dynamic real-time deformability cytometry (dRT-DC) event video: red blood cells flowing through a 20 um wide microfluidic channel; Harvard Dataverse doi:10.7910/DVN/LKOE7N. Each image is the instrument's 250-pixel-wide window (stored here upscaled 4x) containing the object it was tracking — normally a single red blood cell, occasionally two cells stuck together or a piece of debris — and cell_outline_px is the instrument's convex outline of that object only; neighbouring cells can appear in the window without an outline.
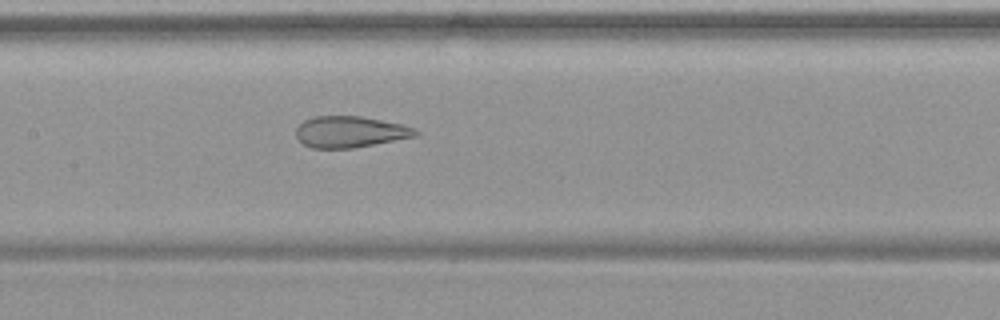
{"species": "common noctule bat (a hibernating species)", "species_latin": "Nyctalus noctula", "temperature_condition": "warm", "stored_images_in_passage": 41, "camera_frame_rate_fps": 3000, "um_per_image_px": 0.085, "animal": {"sex": "female", "body_mass_g": 19.9}, "frame": {"image": 1, "passage_image": 19, "time_ms": 6.0, "image_size_px": [1000, 320], "cell_outline_px": [[420, 132], [416, 136], [352, 148], [312, 148], [304, 144], [296, 136], [296, 128], [304, 120], [316, 116], [360, 116], [400, 124], [412, 128]], "centroid_in_image_um": [29.72, 11.2], "position_along_channel_um": 177.7, "area_um2": 21.44}}
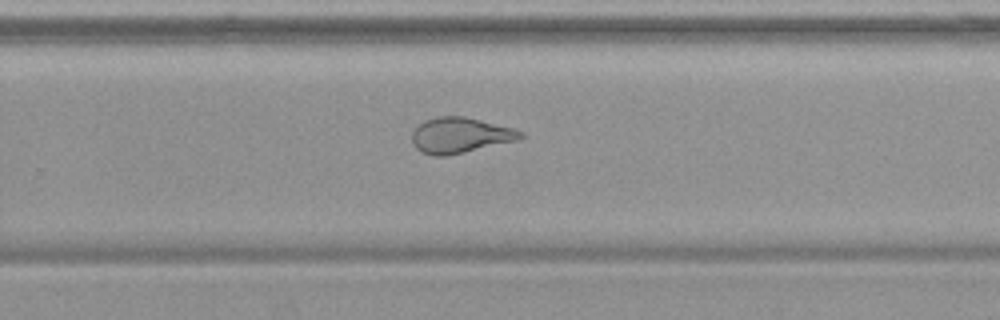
{"frame": {"image": 2, "passage_image": 28, "time_ms": 9.0, "image_size_px": [1000, 320], "cell_outline_px": [[524, 136], [516, 140], [448, 156], [432, 156], [420, 152], [412, 144], [412, 132], [424, 120], [436, 116], [464, 116], [512, 128], [524, 132]], "centroid_in_image_um": [39.06, 11.5], "position_along_channel_um": 290.7, "area_um2": 22.43}}
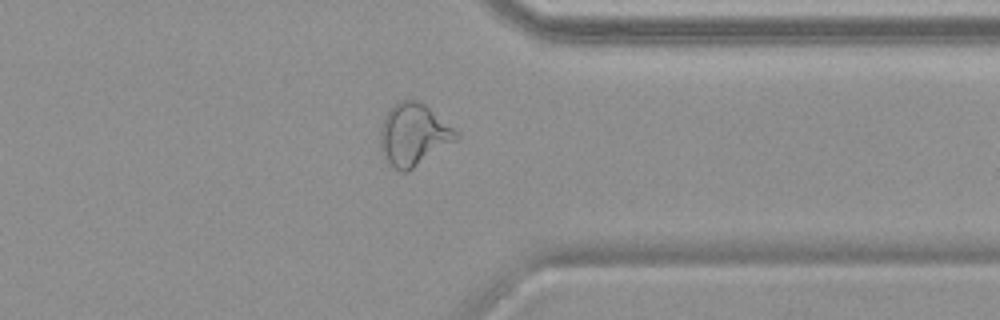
{"frame": {"image": 3, "passage_image": 35, "time_ms": 11.333, "image_size_px": [1000, 320], "cell_outline_px": [[460, 136], [456, 140], [408, 172], [400, 172], [388, 160], [380, 148], [380, 128], [384, 116], [392, 104], [400, 100], [416, 100], [424, 104], [452, 128]], "centroid_in_image_um": [35.11, 11.44], "position_along_channel_um": 376.3, "area_um2": 26.99}, "authors_computed_cell_mechanics": {"area_um2": 24.7962, "velocity_mm_per_s": 3.7909, "shape_relaxation_time_tau1_ms": null, "shape_relaxation_time_tau2_ms": 1.2812, "deformation_change_tau1": null, "deformation_change_tau2": 0.1042}}